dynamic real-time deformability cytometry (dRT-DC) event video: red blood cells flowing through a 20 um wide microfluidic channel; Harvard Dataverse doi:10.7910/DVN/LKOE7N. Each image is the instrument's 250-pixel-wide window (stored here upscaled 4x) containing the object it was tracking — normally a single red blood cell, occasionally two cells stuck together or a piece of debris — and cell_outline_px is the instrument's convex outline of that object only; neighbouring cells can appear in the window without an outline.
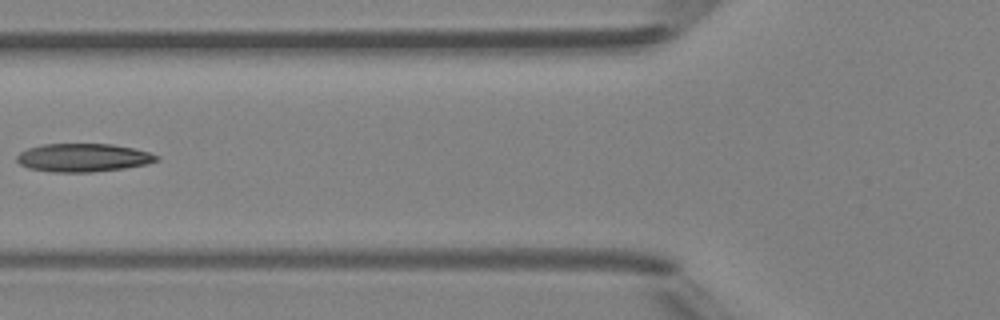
{"species": "Egyptian fruit bat (a non-hibernating species)", "species_latin": "Rousettus aegyptiacus", "temperature_condition": "room temperature", "stored_images_in_passage": 4, "camera_frame_rate_fps": 3000, "um_per_image_px": 0.085, "animal": {"sex": "female"}, "frame": {"image": 1, "passage_image": 4, "time_ms": 3.333, "image_size_px": [1000, 320], "cell_outline_px": [[160, 160], [148, 164], [124, 168], [92, 172], [52, 172], [28, 168], [20, 164], [16, 160], [16, 156], [20, 152], [28, 148], [44, 144], [112, 144], [132, 148], [148, 152], [160, 156]], "centroid_in_image_um": [7.08, 13.4], "position_along_channel_um": 118.7, "area_um2": 23.06}}